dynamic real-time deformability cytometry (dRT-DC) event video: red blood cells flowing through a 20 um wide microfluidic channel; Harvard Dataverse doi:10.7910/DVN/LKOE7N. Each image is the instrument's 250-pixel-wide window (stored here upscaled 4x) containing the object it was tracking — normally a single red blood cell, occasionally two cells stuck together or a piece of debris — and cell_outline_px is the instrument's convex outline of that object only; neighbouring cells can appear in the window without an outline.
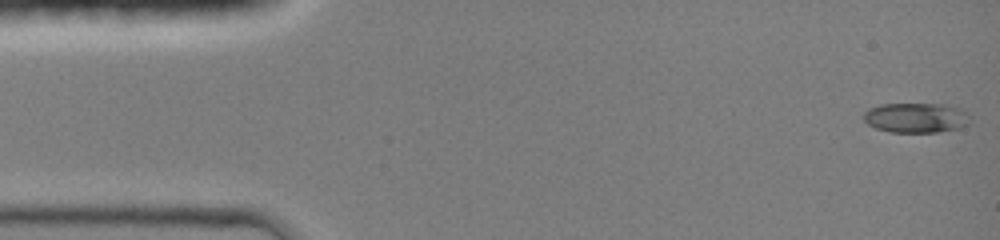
{"species": "common noctule bat (a hibernating species)", "species_latin": "Nyctalus noctula", "temperature_condition": "room temperature", "stored_images_in_passage": 12, "camera_frame_rate_fps": 3000, "um_per_image_px": 0.085, "animal": {"sex": "female", "body_mass_g": 19.0, "forearm_length_mm": 51.5}, "frame": {"image": 1, "passage_image": 1, "time_ms": 0.0, "image_size_px": [1000, 240], "cell_outline_px": [[968, 124], [960, 128], [936, 132], [888, 132], [876, 128], [868, 124], [864, 120], [864, 112], [868, 108], [880, 104], [948, 104], [964, 108], [968, 116]], "centroid_in_image_um": [77.87, 10.0], "position_along_channel_um": 7.1, "area_um2": 18.73}}